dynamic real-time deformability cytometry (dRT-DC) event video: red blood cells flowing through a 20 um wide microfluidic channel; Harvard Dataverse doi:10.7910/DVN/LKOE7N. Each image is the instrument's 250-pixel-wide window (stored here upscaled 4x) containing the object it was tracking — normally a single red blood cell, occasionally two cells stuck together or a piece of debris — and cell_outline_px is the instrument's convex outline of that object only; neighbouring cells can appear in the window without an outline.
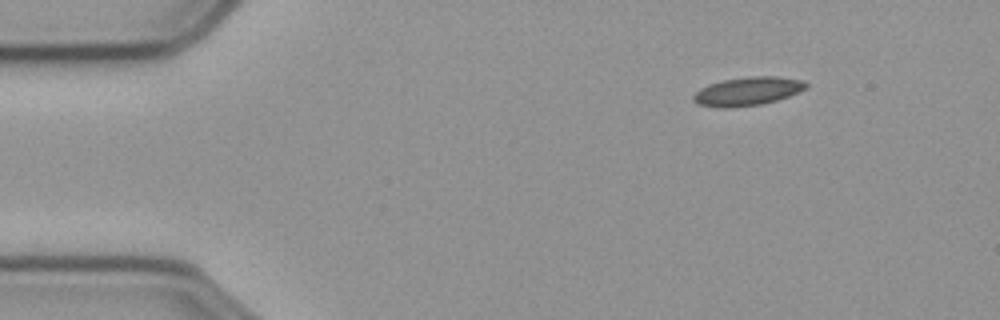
{"species": "common noctule bat (a hibernating species)", "species_latin": "Nyctalus noctula", "temperature_condition": "cold", "stored_images_in_passage": 51, "camera_frame_rate_fps": 3000, "um_per_image_px": 0.085, "animal": {"sex": "male", "body_mass_g": 23.1, "forearm_length_mm": 52.7}, "frame": {"image": 1, "passage_image": 1, "time_ms": 0.0, "image_size_px": [1000, 320], "cell_outline_px": [[808, 88], [788, 96], [776, 100], [760, 104], [728, 108], [716, 108], [696, 104], [692, 100], [692, 96], [700, 88], [708, 84], [724, 80], [748, 76], [776, 76], [804, 80], [808, 84]], "centroid_in_image_um": [63.52, 7.76], "position_along_channel_um": 21.5, "area_um2": 18.9}}
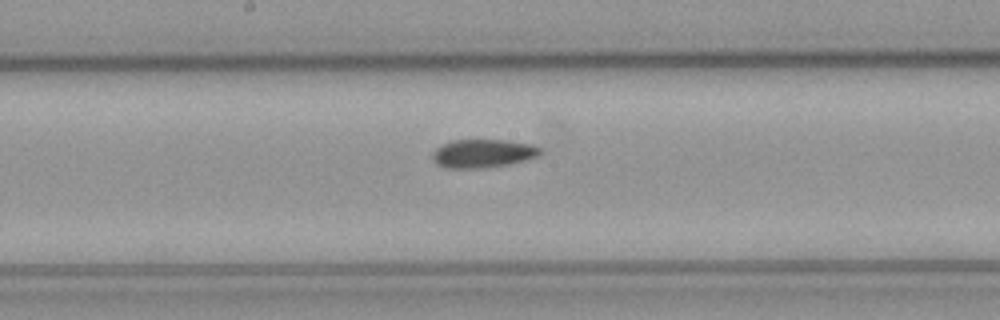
{"frame": {"image": 2, "passage_image": 23, "time_ms": 7.333, "image_size_px": [1000, 320], "cell_outline_px": [[544, 152], [540, 156], [508, 164], [480, 168], [444, 168], [436, 164], [432, 160], [432, 152], [436, 148], [452, 140], [508, 140], [532, 144], [540, 148]], "centroid_in_image_um": [41.05, 13.04], "position_along_channel_um": 207.1, "area_um2": 17.98}}
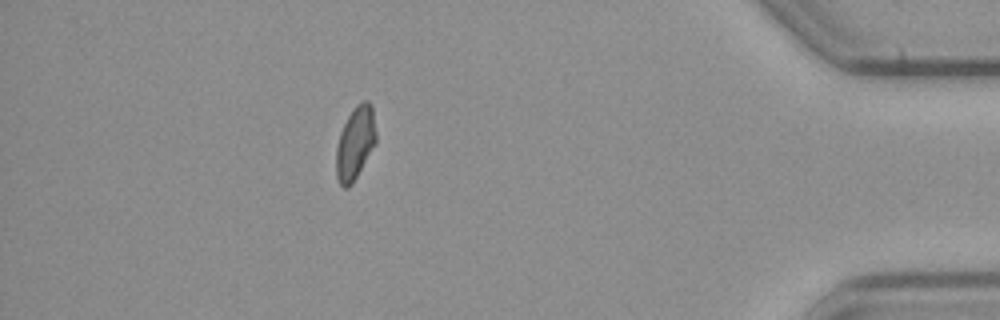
{"frame": {"image": 3, "passage_image": 44, "time_ms": 14.333, "image_size_px": [1000, 320], "cell_outline_px": [[376, 144], [352, 184], [348, 188], [344, 188], [340, 184], [336, 176], [336, 148], [340, 132], [348, 116], [356, 104], [364, 100], [368, 100], [372, 104], [376, 132]], "centroid_in_image_um": [30.2, 12.15], "position_along_channel_um": 405.0, "area_um2": 17.11}, "authors_computed_cell_mechanics": {"area_um2": 17.7446, "velocity_mm_per_s": 3.5864, "shape_relaxation_time_tau1_ms": null, "shape_relaxation_time_tau2_ms": 5.9705, "deformation_change_tau1": null, "deformation_change_tau2": 0.105}}